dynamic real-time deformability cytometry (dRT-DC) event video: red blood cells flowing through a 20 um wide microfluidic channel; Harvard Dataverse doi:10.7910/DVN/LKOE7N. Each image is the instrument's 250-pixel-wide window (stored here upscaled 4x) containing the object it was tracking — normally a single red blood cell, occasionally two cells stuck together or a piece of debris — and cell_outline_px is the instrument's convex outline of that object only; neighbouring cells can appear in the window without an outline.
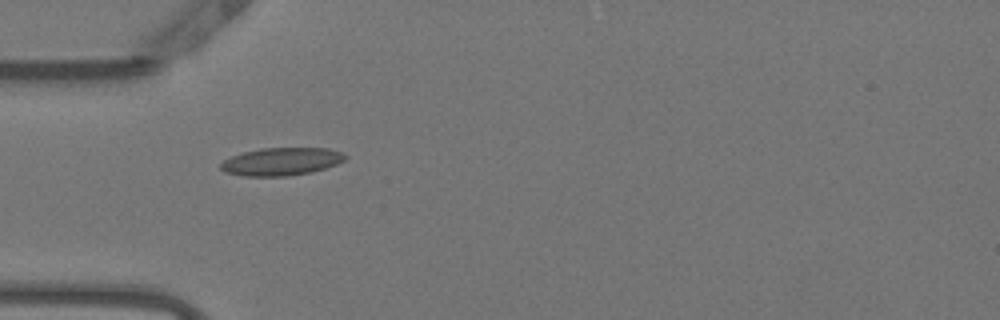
{"species": "Egyptian fruit bat (a non-hibernating species)", "species_latin": "Rousettus aegyptiacus", "temperature_condition": "warm", "stored_images_in_passage": 30, "camera_frame_rate_fps": 3000, "um_per_image_px": 0.085, "animal": {"sex": "female"}, "frame": {"image": 1, "passage_image": 1, "time_ms": 0.0, "image_size_px": [1000, 320], "cell_outline_px": [[348, 156], [344, 160], [336, 164], [312, 172], [288, 176], [244, 176], [224, 172], [220, 168], [220, 164], [224, 160], [232, 156], [244, 152], [260, 148], [328, 148], [344, 152]], "centroid_in_image_um": [23.93, 13.73], "position_along_channel_um": 61.1, "area_um2": 20.23}}
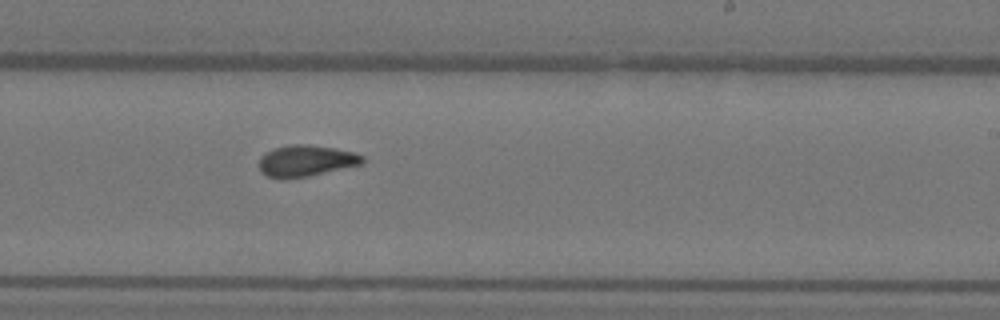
{"frame": {"image": 2, "passage_image": 17, "time_ms": 5.333, "image_size_px": [1000, 320], "cell_outline_px": [[364, 164], [308, 176], [284, 180], [280, 180], [268, 176], [260, 172], [260, 156], [264, 152], [276, 148], [292, 144], [308, 144], [336, 148], [356, 152], [364, 156]], "centroid_in_image_um": [26.02, 13.67], "position_along_channel_um": 263.0, "area_um2": 19.25}}
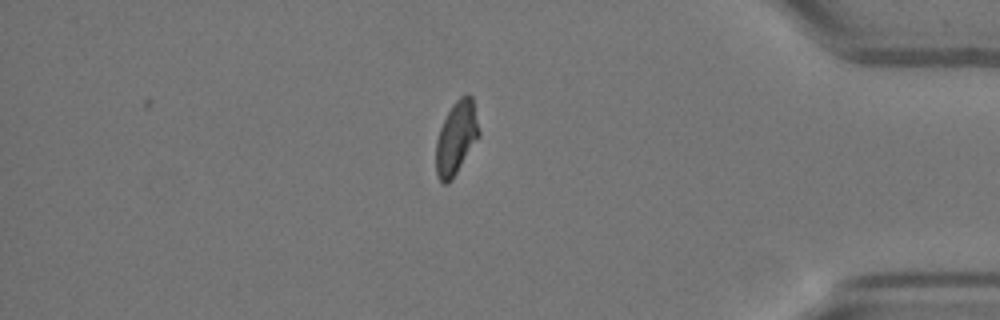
{"frame": {"image": 3, "passage_image": 30, "time_ms": 9.667, "image_size_px": [1000, 320], "cell_outline_px": [[480, 136], [452, 180], [448, 184], [444, 184], [440, 180], [436, 172], [436, 140], [440, 128], [452, 104], [460, 96], [468, 92], [472, 96], [480, 132]], "centroid_in_image_um": [38.79, 11.71], "position_along_channel_um": 396.4, "area_um2": 18.44}, "authors_computed_cell_mechanics": {"area_um2": 18.7272, "velocity_mm_per_s": 3.8196, "shape_relaxation_time_tau1_ms": null, "shape_relaxation_time_tau2_ms": 2.4382, "deformation_change_tau1": null, "deformation_change_tau2": 0.0681}}